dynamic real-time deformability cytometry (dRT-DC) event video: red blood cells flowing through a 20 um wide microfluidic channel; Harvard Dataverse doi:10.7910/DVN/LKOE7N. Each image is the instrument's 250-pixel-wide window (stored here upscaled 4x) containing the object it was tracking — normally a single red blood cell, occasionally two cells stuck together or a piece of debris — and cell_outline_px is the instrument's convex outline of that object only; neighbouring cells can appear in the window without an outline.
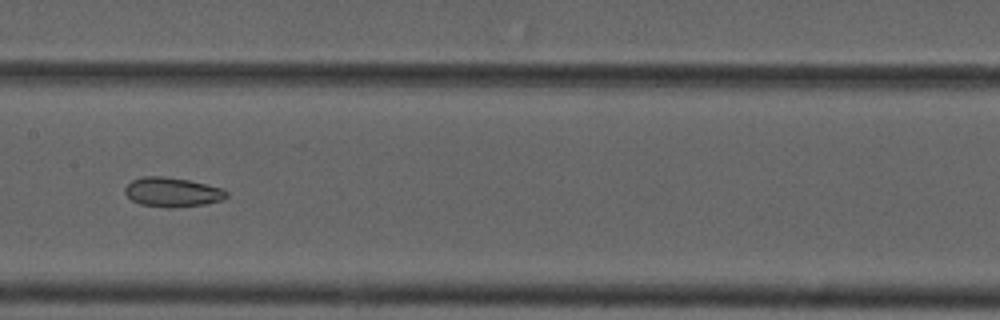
{"species": "common noctule bat (a hibernating species)", "species_latin": "Nyctalus noctula", "temperature_condition": "cold", "stored_images_in_passage": 9, "camera_frame_rate_fps": 3000, "um_per_image_px": 0.085, "animal": {"sex": "male", "forearm_length_mm": 52.5}, "frame": {"image": 1, "passage_image": 7, "time_ms": 7.0, "image_size_px": [1000, 320], "cell_outline_px": [[228, 196], [224, 200], [204, 204], [168, 208], [140, 204], [132, 200], [124, 192], [124, 188], [132, 180], [144, 176], [164, 176], [188, 180], [224, 188], [228, 192]], "centroid_in_image_um": [14.67, 16.33], "position_along_channel_um": 192.7, "area_um2": 17.46}}
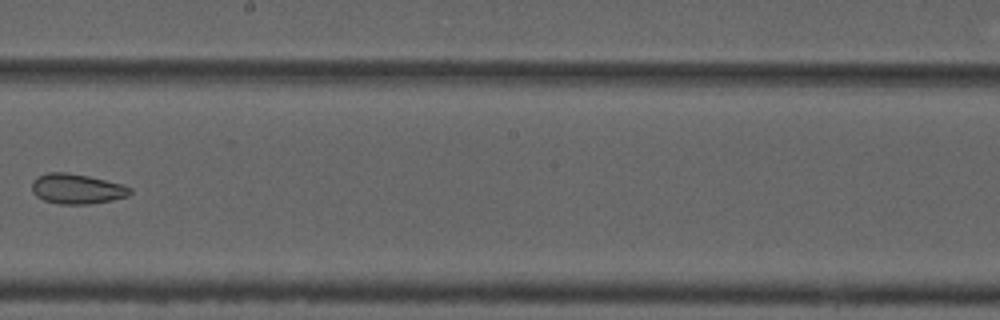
{"frame": {"image": 2, "passage_image": 8, "time_ms": 8.333, "image_size_px": [1000, 320], "cell_outline_px": [[132, 192], [128, 196], [112, 200], [88, 204], [60, 204], [44, 200], [36, 196], [32, 192], [32, 180], [36, 176], [48, 172], [64, 172], [88, 176], [120, 184], [132, 188]], "centroid_in_image_um": [6.5, 16.05], "position_along_channel_um": 241.7, "area_um2": 17.17}}
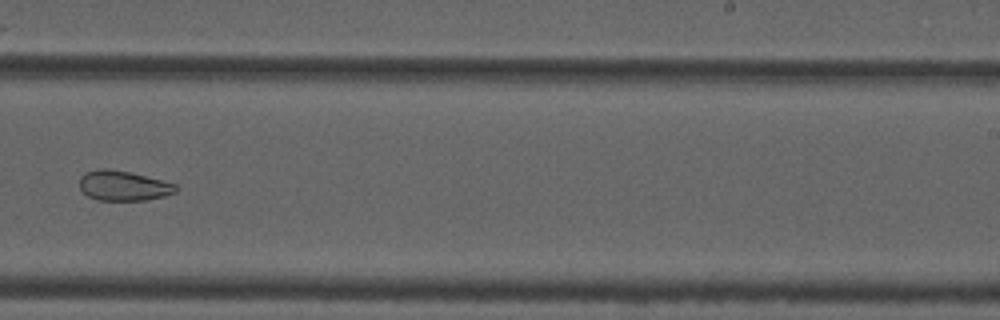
{"frame": {"image": 3, "passage_image": 9, "time_ms": 9.333, "image_size_px": [1000, 320], "cell_outline_px": [[176, 192], [164, 196], [144, 200], [96, 200], [88, 196], [80, 188], [80, 176], [84, 172], [100, 168], [108, 168], [128, 172], [176, 184]], "centroid_in_image_um": [10.44, 15.78], "position_along_channel_um": 278.6, "area_um2": 16.65}}